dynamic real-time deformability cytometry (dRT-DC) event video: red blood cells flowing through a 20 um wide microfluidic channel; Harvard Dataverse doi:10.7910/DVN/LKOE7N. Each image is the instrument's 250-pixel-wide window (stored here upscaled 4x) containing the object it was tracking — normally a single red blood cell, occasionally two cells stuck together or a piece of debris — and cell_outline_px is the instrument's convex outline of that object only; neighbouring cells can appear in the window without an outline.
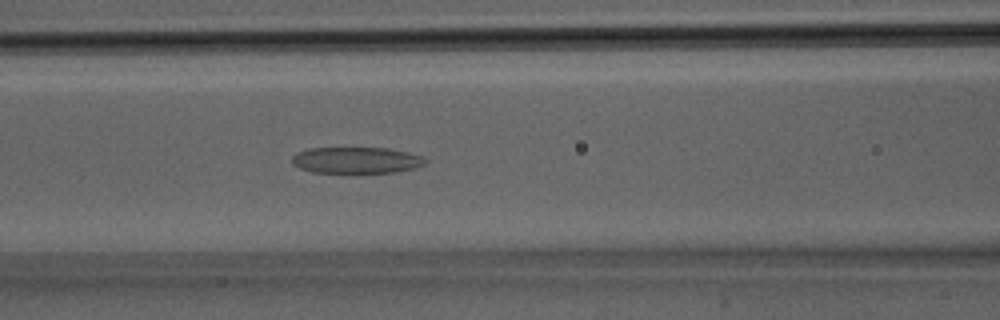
{"species": "Egyptian fruit bat (a non-hibernating species)", "species_latin": "Rousettus aegyptiacus", "temperature_condition": "room temperature", "stored_images_in_passage": 15, "camera_frame_rate_fps": 3000, "um_per_image_px": 0.085, "animal": {"sex": "male"}, "frame": {"image": 1, "passage_image": 13, "time_ms": 4.0, "image_size_px": [1000, 320], "cell_outline_px": [[428, 160], [424, 164], [412, 168], [392, 172], [312, 172], [300, 168], [292, 164], [292, 156], [296, 152], [308, 148], [388, 148], [408, 152], [424, 156]], "centroid_in_image_um": [30.27, 13.6], "position_along_channel_um": 136.3, "area_um2": 20.35}}